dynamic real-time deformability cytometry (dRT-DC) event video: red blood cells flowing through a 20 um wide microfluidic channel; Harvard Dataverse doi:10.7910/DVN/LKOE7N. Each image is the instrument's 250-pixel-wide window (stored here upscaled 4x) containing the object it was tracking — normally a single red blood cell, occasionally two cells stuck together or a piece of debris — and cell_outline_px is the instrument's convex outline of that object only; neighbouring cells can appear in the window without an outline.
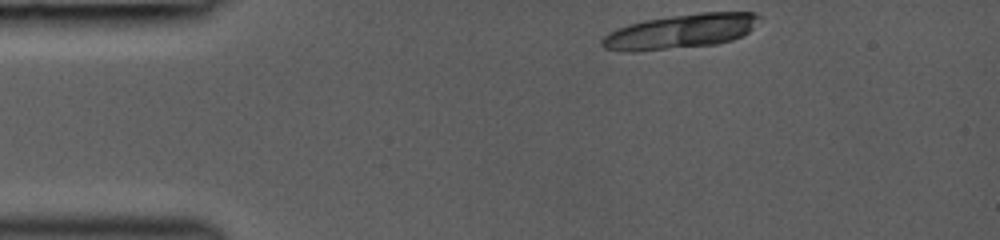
{"species": "common noctule bat (a hibernating species)", "species_latin": "Nyctalus noctula", "temperature_condition": "room temperature", "stored_images_in_passage": 41, "segment_of_instrument_passage": [1, 2], "camera_frame_rate_fps": 3000, "um_per_image_px": 0.085, "animal": {"sex": "female", "body_mass_g": 19.0, "forearm_length_mm": 53.3}, "frame": {"image": 1, "passage_image": 1, "time_ms": 0.0, "image_size_px": [1000, 240], "cell_outline_px": [[760, 16], [752, 28], [748, 32], [732, 40], [716, 44], [636, 52], [624, 52], [604, 48], [600, 44], [600, 40], [604, 36], [628, 24], [644, 20], [700, 12], [756, 12]], "centroid_in_image_um": [57.82, 2.67], "position_along_channel_um": 27.2, "area_um2": 31.39}}